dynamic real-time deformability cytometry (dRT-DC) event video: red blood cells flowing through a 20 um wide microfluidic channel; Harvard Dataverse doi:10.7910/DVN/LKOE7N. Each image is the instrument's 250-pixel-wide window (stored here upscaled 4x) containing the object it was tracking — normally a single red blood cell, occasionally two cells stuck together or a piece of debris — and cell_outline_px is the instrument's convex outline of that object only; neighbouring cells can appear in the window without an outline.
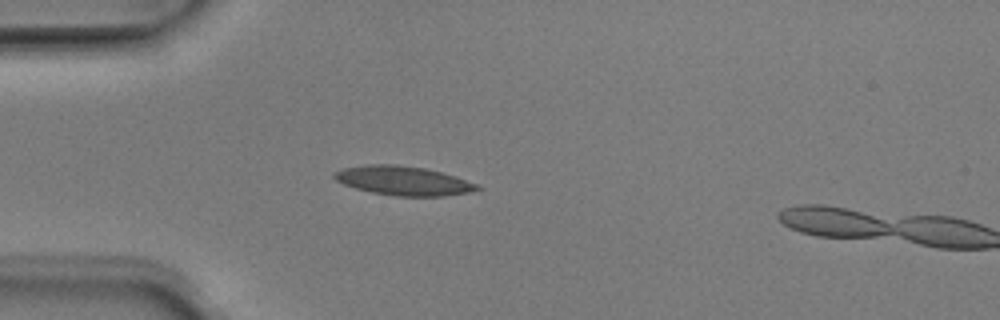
{"species": "Egyptian fruit bat (a non-hibernating species)", "species_latin": "Rousettus aegyptiacus", "temperature_condition": "room temperature", "stored_images_in_passage": 15, "camera_frame_rate_fps": 3000, "um_per_image_px": 0.085, "animal": {"sex": "male"}, "frame": {"image": 1, "passage_image": 13, "time_ms": 4.0, "image_size_px": [1000, 320], "cell_outline_px": [[484, 188], [468, 192], [444, 196], [396, 196], [372, 192], [356, 188], [344, 184], [336, 180], [332, 176], [332, 172], [344, 168], [368, 164], [396, 164], [424, 168], [456, 176], [480, 184]], "centroid_in_image_um": [34.3, 15.36], "position_along_channel_um": 50.7, "area_um2": 24.33}}